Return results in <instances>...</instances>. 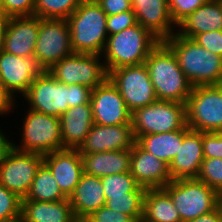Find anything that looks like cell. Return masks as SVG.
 I'll list each match as a JSON object with an SVG mask.
<instances>
[{
    "label": "cell",
    "instance_id": "obj_1",
    "mask_svg": "<svg viewBox=\"0 0 222 222\" xmlns=\"http://www.w3.org/2000/svg\"><path fill=\"white\" fill-rule=\"evenodd\" d=\"M92 89L80 84L65 85L44 70L31 83L23 97L29 109L60 118L69 107L90 102Z\"/></svg>",
    "mask_w": 222,
    "mask_h": 222
},
{
    "label": "cell",
    "instance_id": "obj_2",
    "mask_svg": "<svg viewBox=\"0 0 222 222\" xmlns=\"http://www.w3.org/2000/svg\"><path fill=\"white\" fill-rule=\"evenodd\" d=\"M175 55L190 84L221 85L222 57L197 44L193 39L175 33L163 41Z\"/></svg>",
    "mask_w": 222,
    "mask_h": 222
},
{
    "label": "cell",
    "instance_id": "obj_3",
    "mask_svg": "<svg viewBox=\"0 0 222 222\" xmlns=\"http://www.w3.org/2000/svg\"><path fill=\"white\" fill-rule=\"evenodd\" d=\"M158 100L186 104L193 86L179 67L171 49L161 41L144 63Z\"/></svg>",
    "mask_w": 222,
    "mask_h": 222
},
{
    "label": "cell",
    "instance_id": "obj_4",
    "mask_svg": "<svg viewBox=\"0 0 222 222\" xmlns=\"http://www.w3.org/2000/svg\"><path fill=\"white\" fill-rule=\"evenodd\" d=\"M67 21L74 53L102 56L108 38L107 15L96 0H83Z\"/></svg>",
    "mask_w": 222,
    "mask_h": 222
},
{
    "label": "cell",
    "instance_id": "obj_5",
    "mask_svg": "<svg viewBox=\"0 0 222 222\" xmlns=\"http://www.w3.org/2000/svg\"><path fill=\"white\" fill-rule=\"evenodd\" d=\"M161 41L140 24L128 27L117 34L109 35L102 54L109 73L125 66L144 64L149 53Z\"/></svg>",
    "mask_w": 222,
    "mask_h": 222
},
{
    "label": "cell",
    "instance_id": "obj_6",
    "mask_svg": "<svg viewBox=\"0 0 222 222\" xmlns=\"http://www.w3.org/2000/svg\"><path fill=\"white\" fill-rule=\"evenodd\" d=\"M131 124L136 141L143 135L167 133L183 129L186 124V104L156 100L135 110Z\"/></svg>",
    "mask_w": 222,
    "mask_h": 222
},
{
    "label": "cell",
    "instance_id": "obj_7",
    "mask_svg": "<svg viewBox=\"0 0 222 222\" xmlns=\"http://www.w3.org/2000/svg\"><path fill=\"white\" fill-rule=\"evenodd\" d=\"M163 189L179 212L181 222H187L217 208L218 193L197 178L171 180Z\"/></svg>",
    "mask_w": 222,
    "mask_h": 222
},
{
    "label": "cell",
    "instance_id": "obj_8",
    "mask_svg": "<svg viewBox=\"0 0 222 222\" xmlns=\"http://www.w3.org/2000/svg\"><path fill=\"white\" fill-rule=\"evenodd\" d=\"M186 124L200 132H222V84L192 88L186 102Z\"/></svg>",
    "mask_w": 222,
    "mask_h": 222
},
{
    "label": "cell",
    "instance_id": "obj_9",
    "mask_svg": "<svg viewBox=\"0 0 222 222\" xmlns=\"http://www.w3.org/2000/svg\"><path fill=\"white\" fill-rule=\"evenodd\" d=\"M21 135L20 145L10 142V146L18 151L45 155L63 150L60 118L58 117L29 109L23 122Z\"/></svg>",
    "mask_w": 222,
    "mask_h": 222
},
{
    "label": "cell",
    "instance_id": "obj_10",
    "mask_svg": "<svg viewBox=\"0 0 222 222\" xmlns=\"http://www.w3.org/2000/svg\"><path fill=\"white\" fill-rule=\"evenodd\" d=\"M101 55L73 53L55 63L48 72L65 85L80 84L91 89L101 85L108 72L104 63H100Z\"/></svg>",
    "mask_w": 222,
    "mask_h": 222
},
{
    "label": "cell",
    "instance_id": "obj_11",
    "mask_svg": "<svg viewBox=\"0 0 222 222\" xmlns=\"http://www.w3.org/2000/svg\"><path fill=\"white\" fill-rule=\"evenodd\" d=\"M42 163V154L21 152L9 145L0 160V184L23 199Z\"/></svg>",
    "mask_w": 222,
    "mask_h": 222
},
{
    "label": "cell",
    "instance_id": "obj_12",
    "mask_svg": "<svg viewBox=\"0 0 222 222\" xmlns=\"http://www.w3.org/2000/svg\"><path fill=\"white\" fill-rule=\"evenodd\" d=\"M108 78L131 113L158 100L145 64L111 70Z\"/></svg>",
    "mask_w": 222,
    "mask_h": 222
},
{
    "label": "cell",
    "instance_id": "obj_13",
    "mask_svg": "<svg viewBox=\"0 0 222 222\" xmlns=\"http://www.w3.org/2000/svg\"><path fill=\"white\" fill-rule=\"evenodd\" d=\"M74 51L71 47L69 23L66 19L39 18V32L33 56L44 70Z\"/></svg>",
    "mask_w": 222,
    "mask_h": 222
},
{
    "label": "cell",
    "instance_id": "obj_14",
    "mask_svg": "<svg viewBox=\"0 0 222 222\" xmlns=\"http://www.w3.org/2000/svg\"><path fill=\"white\" fill-rule=\"evenodd\" d=\"M90 103L95 124L104 126L131 124L132 113L109 78L92 89Z\"/></svg>",
    "mask_w": 222,
    "mask_h": 222
},
{
    "label": "cell",
    "instance_id": "obj_15",
    "mask_svg": "<svg viewBox=\"0 0 222 222\" xmlns=\"http://www.w3.org/2000/svg\"><path fill=\"white\" fill-rule=\"evenodd\" d=\"M43 71L34 56L19 57L0 50V81L13 97L14 93L23 96Z\"/></svg>",
    "mask_w": 222,
    "mask_h": 222
},
{
    "label": "cell",
    "instance_id": "obj_16",
    "mask_svg": "<svg viewBox=\"0 0 222 222\" xmlns=\"http://www.w3.org/2000/svg\"><path fill=\"white\" fill-rule=\"evenodd\" d=\"M135 143L132 124L104 126L94 123L78 150L80 154L130 150Z\"/></svg>",
    "mask_w": 222,
    "mask_h": 222
},
{
    "label": "cell",
    "instance_id": "obj_17",
    "mask_svg": "<svg viewBox=\"0 0 222 222\" xmlns=\"http://www.w3.org/2000/svg\"><path fill=\"white\" fill-rule=\"evenodd\" d=\"M203 132L185 126V136L169 164L172 180L197 178L203 162Z\"/></svg>",
    "mask_w": 222,
    "mask_h": 222
},
{
    "label": "cell",
    "instance_id": "obj_18",
    "mask_svg": "<svg viewBox=\"0 0 222 222\" xmlns=\"http://www.w3.org/2000/svg\"><path fill=\"white\" fill-rule=\"evenodd\" d=\"M129 172L146 189L163 188L172 180L169 165L144 150L137 142L131 148Z\"/></svg>",
    "mask_w": 222,
    "mask_h": 222
},
{
    "label": "cell",
    "instance_id": "obj_19",
    "mask_svg": "<svg viewBox=\"0 0 222 222\" xmlns=\"http://www.w3.org/2000/svg\"><path fill=\"white\" fill-rule=\"evenodd\" d=\"M39 32V17H9L3 50L19 57H33Z\"/></svg>",
    "mask_w": 222,
    "mask_h": 222
},
{
    "label": "cell",
    "instance_id": "obj_20",
    "mask_svg": "<svg viewBox=\"0 0 222 222\" xmlns=\"http://www.w3.org/2000/svg\"><path fill=\"white\" fill-rule=\"evenodd\" d=\"M61 191L69 198L84 173L78 149H63L43 155Z\"/></svg>",
    "mask_w": 222,
    "mask_h": 222
},
{
    "label": "cell",
    "instance_id": "obj_21",
    "mask_svg": "<svg viewBox=\"0 0 222 222\" xmlns=\"http://www.w3.org/2000/svg\"><path fill=\"white\" fill-rule=\"evenodd\" d=\"M137 23L160 41L170 38L176 25L170 15L168 0H131Z\"/></svg>",
    "mask_w": 222,
    "mask_h": 222
},
{
    "label": "cell",
    "instance_id": "obj_22",
    "mask_svg": "<svg viewBox=\"0 0 222 222\" xmlns=\"http://www.w3.org/2000/svg\"><path fill=\"white\" fill-rule=\"evenodd\" d=\"M93 121L91 103L69 109L60 116L63 149H79L89 134Z\"/></svg>",
    "mask_w": 222,
    "mask_h": 222
},
{
    "label": "cell",
    "instance_id": "obj_23",
    "mask_svg": "<svg viewBox=\"0 0 222 222\" xmlns=\"http://www.w3.org/2000/svg\"><path fill=\"white\" fill-rule=\"evenodd\" d=\"M68 200L75 217H89L106 203L101 178L83 173Z\"/></svg>",
    "mask_w": 222,
    "mask_h": 222
},
{
    "label": "cell",
    "instance_id": "obj_24",
    "mask_svg": "<svg viewBox=\"0 0 222 222\" xmlns=\"http://www.w3.org/2000/svg\"><path fill=\"white\" fill-rule=\"evenodd\" d=\"M177 34L192 39L195 35L222 30V3L208 0L205 4L187 15L176 26Z\"/></svg>",
    "mask_w": 222,
    "mask_h": 222
},
{
    "label": "cell",
    "instance_id": "obj_25",
    "mask_svg": "<svg viewBox=\"0 0 222 222\" xmlns=\"http://www.w3.org/2000/svg\"><path fill=\"white\" fill-rule=\"evenodd\" d=\"M84 173L104 177L130 171L131 149L81 154Z\"/></svg>",
    "mask_w": 222,
    "mask_h": 222
},
{
    "label": "cell",
    "instance_id": "obj_26",
    "mask_svg": "<svg viewBox=\"0 0 222 222\" xmlns=\"http://www.w3.org/2000/svg\"><path fill=\"white\" fill-rule=\"evenodd\" d=\"M21 218L23 222H73L75 215L68 199L52 202L22 200Z\"/></svg>",
    "mask_w": 222,
    "mask_h": 222
},
{
    "label": "cell",
    "instance_id": "obj_27",
    "mask_svg": "<svg viewBox=\"0 0 222 222\" xmlns=\"http://www.w3.org/2000/svg\"><path fill=\"white\" fill-rule=\"evenodd\" d=\"M141 222H181L178 210L163 188L146 190Z\"/></svg>",
    "mask_w": 222,
    "mask_h": 222
},
{
    "label": "cell",
    "instance_id": "obj_28",
    "mask_svg": "<svg viewBox=\"0 0 222 222\" xmlns=\"http://www.w3.org/2000/svg\"><path fill=\"white\" fill-rule=\"evenodd\" d=\"M184 136L185 127L167 133L143 135L136 142L144 150L169 165L176 156L179 145H182Z\"/></svg>",
    "mask_w": 222,
    "mask_h": 222
},
{
    "label": "cell",
    "instance_id": "obj_29",
    "mask_svg": "<svg viewBox=\"0 0 222 222\" xmlns=\"http://www.w3.org/2000/svg\"><path fill=\"white\" fill-rule=\"evenodd\" d=\"M64 199H68V197L61 191L52 171L43 162L32 181L28 194L22 200L52 202Z\"/></svg>",
    "mask_w": 222,
    "mask_h": 222
},
{
    "label": "cell",
    "instance_id": "obj_30",
    "mask_svg": "<svg viewBox=\"0 0 222 222\" xmlns=\"http://www.w3.org/2000/svg\"><path fill=\"white\" fill-rule=\"evenodd\" d=\"M146 188L139 186L127 196L110 197L105 206L126 215H130L136 222H141L143 217L144 195Z\"/></svg>",
    "mask_w": 222,
    "mask_h": 222
},
{
    "label": "cell",
    "instance_id": "obj_31",
    "mask_svg": "<svg viewBox=\"0 0 222 222\" xmlns=\"http://www.w3.org/2000/svg\"><path fill=\"white\" fill-rule=\"evenodd\" d=\"M83 0H35L34 15L42 19H68Z\"/></svg>",
    "mask_w": 222,
    "mask_h": 222
},
{
    "label": "cell",
    "instance_id": "obj_32",
    "mask_svg": "<svg viewBox=\"0 0 222 222\" xmlns=\"http://www.w3.org/2000/svg\"><path fill=\"white\" fill-rule=\"evenodd\" d=\"M105 199L110 197L127 196V192L135 191L140 185L130 172L101 177Z\"/></svg>",
    "mask_w": 222,
    "mask_h": 222
},
{
    "label": "cell",
    "instance_id": "obj_33",
    "mask_svg": "<svg viewBox=\"0 0 222 222\" xmlns=\"http://www.w3.org/2000/svg\"><path fill=\"white\" fill-rule=\"evenodd\" d=\"M197 179L217 193L222 192V159L204 158Z\"/></svg>",
    "mask_w": 222,
    "mask_h": 222
},
{
    "label": "cell",
    "instance_id": "obj_34",
    "mask_svg": "<svg viewBox=\"0 0 222 222\" xmlns=\"http://www.w3.org/2000/svg\"><path fill=\"white\" fill-rule=\"evenodd\" d=\"M22 199L0 184V222H7L21 217Z\"/></svg>",
    "mask_w": 222,
    "mask_h": 222
},
{
    "label": "cell",
    "instance_id": "obj_35",
    "mask_svg": "<svg viewBox=\"0 0 222 222\" xmlns=\"http://www.w3.org/2000/svg\"><path fill=\"white\" fill-rule=\"evenodd\" d=\"M208 0H168L170 15L177 25L187 15L193 13Z\"/></svg>",
    "mask_w": 222,
    "mask_h": 222
},
{
    "label": "cell",
    "instance_id": "obj_36",
    "mask_svg": "<svg viewBox=\"0 0 222 222\" xmlns=\"http://www.w3.org/2000/svg\"><path fill=\"white\" fill-rule=\"evenodd\" d=\"M136 24L138 23L133 9L107 16V34L108 36L117 34L120 31Z\"/></svg>",
    "mask_w": 222,
    "mask_h": 222
},
{
    "label": "cell",
    "instance_id": "obj_37",
    "mask_svg": "<svg viewBox=\"0 0 222 222\" xmlns=\"http://www.w3.org/2000/svg\"><path fill=\"white\" fill-rule=\"evenodd\" d=\"M35 0H0V9L8 17L34 15Z\"/></svg>",
    "mask_w": 222,
    "mask_h": 222
},
{
    "label": "cell",
    "instance_id": "obj_38",
    "mask_svg": "<svg viewBox=\"0 0 222 222\" xmlns=\"http://www.w3.org/2000/svg\"><path fill=\"white\" fill-rule=\"evenodd\" d=\"M192 39L203 48L222 57V30L203 32Z\"/></svg>",
    "mask_w": 222,
    "mask_h": 222
},
{
    "label": "cell",
    "instance_id": "obj_39",
    "mask_svg": "<svg viewBox=\"0 0 222 222\" xmlns=\"http://www.w3.org/2000/svg\"><path fill=\"white\" fill-rule=\"evenodd\" d=\"M203 155L222 159V132H203Z\"/></svg>",
    "mask_w": 222,
    "mask_h": 222
},
{
    "label": "cell",
    "instance_id": "obj_40",
    "mask_svg": "<svg viewBox=\"0 0 222 222\" xmlns=\"http://www.w3.org/2000/svg\"><path fill=\"white\" fill-rule=\"evenodd\" d=\"M88 218L93 222H136L130 215L114 211L105 205L93 212Z\"/></svg>",
    "mask_w": 222,
    "mask_h": 222
},
{
    "label": "cell",
    "instance_id": "obj_41",
    "mask_svg": "<svg viewBox=\"0 0 222 222\" xmlns=\"http://www.w3.org/2000/svg\"><path fill=\"white\" fill-rule=\"evenodd\" d=\"M107 16L132 10L131 0H96Z\"/></svg>",
    "mask_w": 222,
    "mask_h": 222
},
{
    "label": "cell",
    "instance_id": "obj_42",
    "mask_svg": "<svg viewBox=\"0 0 222 222\" xmlns=\"http://www.w3.org/2000/svg\"><path fill=\"white\" fill-rule=\"evenodd\" d=\"M15 99L12 94L6 89V87L0 81V115H7L11 109H14ZM8 112V113H7Z\"/></svg>",
    "mask_w": 222,
    "mask_h": 222
},
{
    "label": "cell",
    "instance_id": "obj_43",
    "mask_svg": "<svg viewBox=\"0 0 222 222\" xmlns=\"http://www.w3.org/2000/svg\"><path fill=\"white\" fill-rule=\"evenodd\" d=\"M187 222H222L217 208L210 213L199 216L196 219Z\"/></svg>",
    "mask_w": 222,
    "mask_h": 222
},
{
    "label": "cell",
    "instance_id": "obj_44",
    "mask_svg": "<svg viewBox=\"0 0 222 222\" xmlns=\"http://www.w3.org/2000/svg\"><path fill=\"white\" fill-rule=\"evenodd\" d=\"M8 21H9V17L5 15L4 12L0 9V50L3 48L5 30H6Z\"/></svg>",
    "mask_w": 222,
    "mask_h": 222
},
{
    "label": "cell",
    "instance_id": "obj_45",
    "mask_svg": "<svg viewBox=\"0 0 222 222\" xmlns=\"http://www.w3.org/2000/svg\"><path fill=\"white\" fill-rule=\"evenodd\" d=\"M9 145H10V140L7 139L5 134L0 129V160H1L3 153L9 147Z\"/></svg>",
    "mask_w": 222,
    "mask_h": 222
},
{
    "label": "cell",
    "instance_id": "obj_46",
    "mask_svg": "<svg viewBox=\"0 0 222 222\" xmlns=\"http://www.w3.org/2000/svg\"><path fill=\"white\" fill-rule=\"evenodd\" d=\"M217 210L219 211L220 218H221V221H222V192L218 193Z\"/></svg>",
    "mask_w": 222,
    "mask_h": 222
},
{
    "label": "cell",
    "instance_id": "obj_47",
    "mask_svg": "<svg viewBox=\"0 0 222 222\" xmlns=\"http://www.w3.org/2000/svg\"><path fill=\"white\" fill-rule=\"evenodd\" d=\"M73 222H93L88 217H75Z\"/></svg>",
    "mask_w": 222,
    "mask_h": 222
},
{
    "label": "cell",
    "instance_id": "obj_48",
    "mask_svg": "<svg viewBox=\"0 0 222 222\" xmlns=\"http://www.w3.org/2000/svg\"><path fill=\"white\" fill-rule=\"evenodd\" d=\"M7 222H23L22 218L19 217L17 219L11 220V221H7Z\"/></svg>",
    "mask_w": 222,
    "mask_h": 222
}]
</instances>
